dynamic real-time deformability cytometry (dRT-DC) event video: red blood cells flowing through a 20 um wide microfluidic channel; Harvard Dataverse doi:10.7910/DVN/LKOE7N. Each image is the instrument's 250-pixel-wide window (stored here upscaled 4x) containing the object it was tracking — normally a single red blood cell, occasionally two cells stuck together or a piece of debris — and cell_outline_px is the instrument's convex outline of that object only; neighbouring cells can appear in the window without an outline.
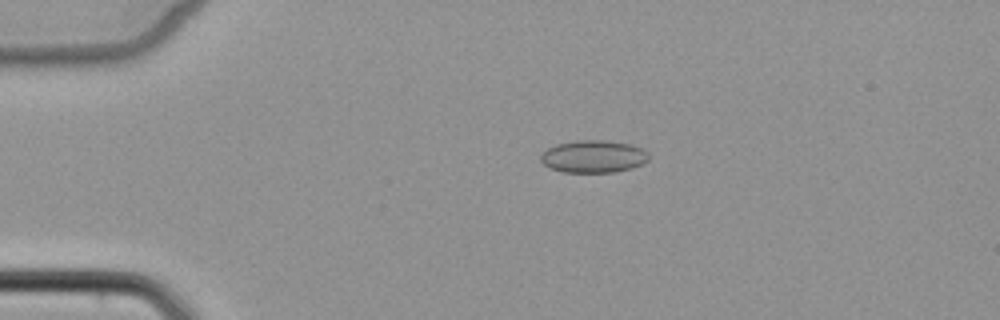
{"species": "common noctule bat (a hibernating species)", "species_latin": "Nyctalus noctula", "temperature_condition": "cold", "stored_images_in_passage": 5, "camera_frame_rate_fps": 3000, "um_per_image_px": 0.085, "animal": {"sex": "female", "body_mass_g": 22.7, "forearm_length_mm": 54.2}, "frame": {"image": 1, "passage_image": 4, "time_ms": 3.667, "image_size_px": [1000, 320], "cell_outline_px": [[648, 160], [644, 164], [632, 168], [616, 172], [564, 172], [548, 168], [540, 160], [540, 156], [548, 148], [556, 144], [576, 140], [604, 140], [632, 144], [644, 148], [648, 152]], "centroid_in_image_um": [50.47, 13.3], "position_along_channel_um": 34.5, "area_um2": 20.69}}